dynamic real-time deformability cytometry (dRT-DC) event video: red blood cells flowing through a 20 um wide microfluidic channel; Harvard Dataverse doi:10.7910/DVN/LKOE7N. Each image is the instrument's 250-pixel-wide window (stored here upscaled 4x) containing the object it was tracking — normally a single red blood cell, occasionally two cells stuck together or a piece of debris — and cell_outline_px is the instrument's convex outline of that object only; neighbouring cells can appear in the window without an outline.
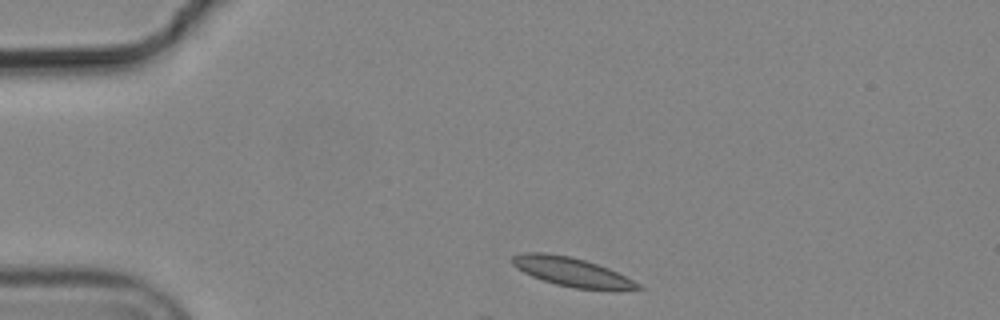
{"species": "common noctule bat (a hibernating species)", "species_latin": "Nyctalus noctula", "temperature_condition": "cold", "stored_images_in_passage": 3, "camera_frame_rate_fps": 3000, "um_per_image_px": 0.085, "animal": {"sex": "male", "body_mass_g": 19.2, "forearm_length_mm": 51.8}, "frame": {"image": 1, "passage_image": 1, "time_ms": 0.0, "image_size_px": [1000, 320], "cell_outline_px": [[644, 288], [572, 288], [556, 284], [532, 276], [516, 268], [512, 264], [512, 256], [520, 252], [544, 252], [568, 256], [584, 260], [608, 268], [640, 284]], "centroid_in_image_um": [48.47, 23.07], "position_along_channel_um": 36.5, "area_um2": 20.46}}
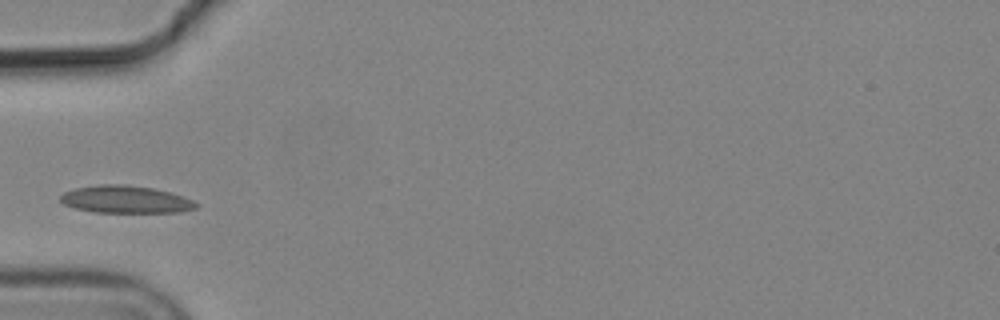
{"frame": {"image": 2, "passage_image": 3, "time_ms": 0.667, "image_size_px": [1000, 320], "cell_outline_px": [[200, 204], [196, 208], [180, 212], [92, 212], [76, 208], [64, 204], [60, 200], [60, 196], [64, 192], [76, 188], [100, 184], [124, 184], [152, 188], [184, 196]], "centroid_in_image_um": [10.69, 16.95], "position_along_channel_um": 74.3, "area_um2": 21.62}}